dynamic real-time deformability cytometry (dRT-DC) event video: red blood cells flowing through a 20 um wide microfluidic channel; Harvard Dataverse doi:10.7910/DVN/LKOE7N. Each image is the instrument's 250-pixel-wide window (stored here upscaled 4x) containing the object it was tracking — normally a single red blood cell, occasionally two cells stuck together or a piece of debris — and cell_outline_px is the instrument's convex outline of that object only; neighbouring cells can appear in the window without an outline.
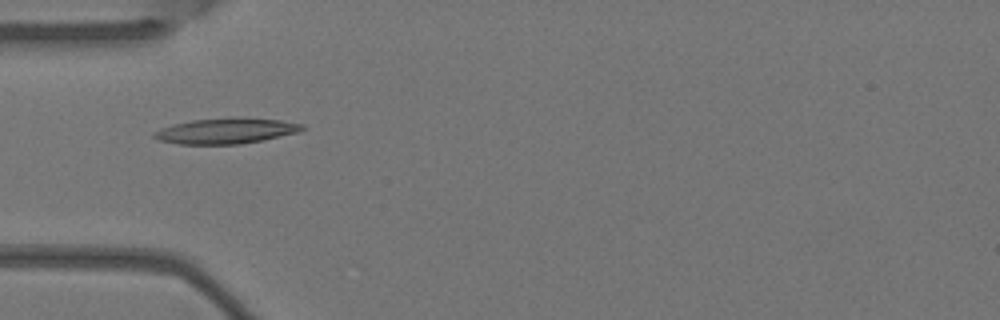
{"species": "Egyptian fruit bat (a non-hibernating species)", "species_latin": "Rousettus aegyptiacus", "temperature_condition": "warm", "stored_images_in_passage": 6, "camera_frame_rate_fps": 3000, "um_per_image_px": 0.085, "animal": {"sex": "female"}, "frame": {"image": 1, "passage_image": 5, "time_ms": 1.333, "image_size_px": [1000, 320], "cell_outline_px": [[304, 128], [300, 132], [264, 140], [240, 144], [180, 144], [160, 140], [152, 136], [152, 132], [160, 128], [172, 124], [192, 120], [228, 116], [232, 116], [280, 120], [304, 124]], "centroid_in_image_um": [19.22, 11.11], "position_along_channel_um": 65.8, "area_um2": 22.48}}
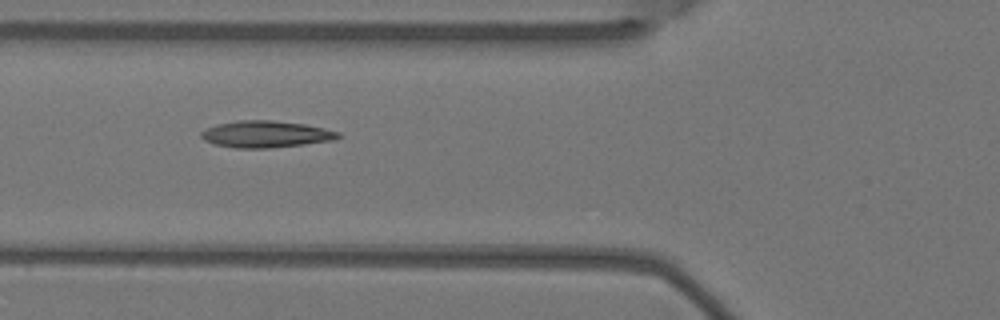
{"frame": {"image": 2, "passage_image": 6, "time_ms": 1.667, "image_size_px": [1000, 320], "cell_outline_px": [[340, 136], [336, 140], [304, 144], [268, 148], [236, 148], [216, 144], [204, 140], [200, 136], [200, 132], [208, 128], [220, 124], [240, 120], [272, 120], [304, 124], [324, 128], [340, 132]], "centroid_in_image_um": [22.63, 11.41], "position_along_channel_um": 103.2, "area_um2": 21.15}}